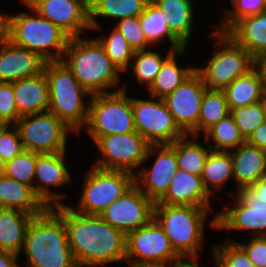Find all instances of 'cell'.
<instances>
[{"mask_svg": "<svg viewBox=\"0 0 266 267\" xmlns=\"http://www.w3.org/2000/svg\"><path fill=\"white\" fill-rule=\"evenodd\" d=\"M52 208L64 220L68 242L79 267L125 263V233L111 226L100 215L76 212L70 204Z\"/></svg>", "mask_w": 266, "mask_h": 267, "instance_id": "cell-1", "label": "cell"}, {"mask_svg": "<svg viewBox=\"0 0 266 267\" xmlns=\"http://www.w3.org/2000/svg\"><path fill=\"white\" fill-rule=\"evenodd\" d=\"M23 251L26 267H79L68 242L64 220L52 207L31 220Z\"/></svg>", "mask_w": 266, "mask_h": 267, "instance_id": "cell-2", "label": "cell"}, {"mask_svg": "<svg viewBox=\"0 0 266 267\" xmlns=\"http://www.w3.org/2000/svg\"><path fill=\"white\" fill-rule=\"evenodd\" d=\"M62 61L91 95L123 90L120 70L95 37L70 38Z\"/></svg>", "mask_w": 266, "mask_h": 267, "instance_id": "cell-3", "label": "cell"}, {"mask_svg": "<svg viewBox=\"0 0 266 267\" xmlns=\"http://www.w3.org/2000/svg\"><path fill=\"white\" fill-rule=\"evenodd\" d=\"M211 209L189 205L154 204L153 219L164 230L172 248L179 256H201L199 251L205 242V225L209 223L212 230H216V213L207 222Z\"/></svg>", "mask_w": 266, "mask_h": 267, "instance_id": "cell-4", "label": "cell"}, {"mask_svg": "<svg viewBox=\"0 0 266 267\" xmlns=\"http://www.w3.org/2000/svg\"><path fill=\"white\" fill-rule=\"evenodd\" d=\"M20 1L28 6L31 13H7V39L16 46L37 53L46 62L62 60L71 37L41 17L25 0Z\"/></svg>", "mask_w": 266, "mask_h": 267, "instance_id": "cell-5", "label": "cell"}, {"mask_svg": "<svg viewBox=\"0 0 266 267\" xmlns=\"http://www.w3.org/2000/svg\"><path fill=\"white\" fill-rule=\"evenodd\" d=\"M43 71L49 84L48 111L78 136L86 125L92 95L77 81L62 60L45 62ZM85 98L89 99L88 103H85Z\"/></svg>", "mask_w": 266, "mask_h": 267, "instance_id": "cell-6", "label": "cell"}, {"mask_svg": "<svg viewBox=\"0 0 266 267\" xmlns=\"http://www.w3.org/2000/svg\"><path fill=\"white\" fill-rule=\"evenodd\" d=\"M122 85L123 90L94 94L89 100L88 118L84 130L94 143L102 136L136 131L132 96L127 95L129 84L125 82Z\"/></svg>", "mask_w": 266, "mask_h": 267, "instance_id": "cell-7", "label": "cell"}, {"mask_svg": "<svg viewBox=\"0 0 266 267\" xmlns=\"http://www.w3.org/2000/svg\"><path fill=\"white\" fill-rule=\"evenodd\" d=\"M210 35L214 38L216 50L206 65L196 66V71L208 89L223 91L237 77L253 69L254 58L227 33L213 30Z\"/></svg>", "mask_w": 266, "mask_h": 267, "instance_id": "cell-8", "label": "cell"}, {"mask_svg": "<svg viewBox=\"0 0 266 267\" xmlns=\"http://www.w3.org/2000/svg\"><path fill=\"white\" fill-rule=\"evenodd\" d=\"M84 175L79 202L71 208L88 215H100L134 184V175L129 172L104 170L93 165Z\"/></svg>", "mask_w": 266, "mask_h": 267, "instance_id": "cell-9", "label": "cell"}, {"mask_svg": "<svg viewBox=\"0 0 266 267\" xmlns=\"http://www.w3.org/2000/svg\"><path fill=\"white\" fill-rule=\"evenodd\" d=\"M14 125L19 131L24 150L39 154L67 151L68 133H74L49 111L21 116Z\"/></svg>", "mask_w": 266, "mask_h": 267, "instance_id": "cell-10", "label": "cell"}, {"mask_svg": "<svg viewBox=\"0 0 266 267\" xmlns=\"http://www.w3.org/2000/svg\"><path fill=\"white\" fill-rule=\"evenodd\" d=\"M94 144L101 154L92 163L94 167L133 175L140 170L151 145L137 131L102 136Z\"/></svg>", "mask_w": 266, "mask_h": 267, "instance_id": "cell-11", "label": "cell"}, {"mask_svg": "<svg viewBox=\"0 0 266 267\" xmlns=\"http://www.w3.org/2000/svg\"><path fill=\"white\" fill-rule=\"evenodd\" d=\"M132 110L136 131L151 145L172 144L185 135L161 98L132 97Z\"/></svg>", "mask_w": 266, "mask_h": 267, "instance_id": "cell-12", "label": "cell"}, {"mask_svg": "<svg viewBox=\"0 0 266 267\" xmlns=\"http://www.w3.org/2000/svg\"><path fill=\"white\" fill-rule=\"evenodd\" d=\"M228 196L233 199V206L216 212V230H245L252 237L266 236V200L258 199L249 187Z\"/></svg>", "mask_w": 266, "mask_h": 267, "instance_id": "cell-13", "label": "cell"}, {"mask_svg": "<svg viewBox=\"0 0 266 267\" xmlns=\"http://www.w3.org/2000/svg\"><path fill=\"white\" fill-rule=\"evenodd\" d=\"M179 255L160 225L152 219L127 234L125 263L128 265H170Z\"/></svg>", "mask_w": 266, "mask_h": 267, "instance_id": "cell-14", "label": "cell"}, {"mask_svg": "<svg viewBox=\"0 0 266 267\" xmlns=\"http://www.w3.org/2000/svg\"><path fill=\"white\" fill-rule=\"evenodd\" d=\"M152 155L155 157L153 165L147 168L144 165ZM140 168L142 170H138L134 175V184L156 203L166 194L178 170L176 152L169 144L150 145Z\"/></svg>", "mask_w": 266, "mask_h": 267, "instance_id": "cell-15", "label": "cell"}, {"mask_svg": "<svg viewBox=\"0 0 266 267\" xmlns=\"http://www.w3.org/2000/svg\"><path fill=\"white\" fill-rule=\"evenodd\" d=\"M154 202L135 184L113 201L100 216L126 235L153 219Z\"/></svg>", "mask_w": 266, "mask_h": 267, "instance_id": "cell-16", "label": "cell"}, {"mask_svg": "<svg viewBox=\"0 0 266 267\" xmlns=\"http://www.w3.org/2000/svg\"><path fill=\"white\" fill-rule=\"evenodd\" d=\"M66 153L67 151L37 155L34 176V182L37 184H33V190L47 207L65 204L62 200L67 197L66 194L56 192L53 188L63 187L72 181L66 163Z\"/></svg>", "mask_w": 266, "mask_h": 267, "instance_id": "cell-17", "label": "cell"}, {"mask_svg": "<svg viewBox=\"0 0 266 267\" xmlns=\"http://www.w3.org/2000/svg\"><path fill=\"white\" fill-rule=\"evenodd\" d=\"M41 17L60 27L71 38L86 36L89 0H25ZM84 33V34H83Z\"/></svg>", "mask_w": 266, "mask_h": 267, "instance_id": "cell-18", "label": "cell"}, {"mask_svg": "<svg viewBox=\"0 0 266 267\" xmlns=\"http://www.w3.org/2000/svg\"><path fill=\"white\" fill-rule=\"evenodd\" d=\"M206 89L201 75L195 71L163 98L176 124L185 134H189L197 126Z\"/></svg>", "mask_w": 266, "mask_h": 267, "instance_id": "cell-19", "label": "cell"}, {"mask_svg": "<svg viewBox=\"0 0 266 267\" xmlns=\"http://www.w3.org/2000/svg\"><path fill=\"white\" fill-rule=\"evenodd\" d=\"M45 62L37 53L14 45L7 38L0 42V82L34 77L43 72Z\"/></svg>", "mask_w": 266, "mask_h": 267, "instance_id": "cell-20", "label": "cell"}, {"mask_svg": "<svg viewBox=\"0 0 266 267\" xmlns=\"http://www.w3.org/2000/svg\"><path fill=\"white\" fill-rule=\"evenodd\" d=\"M213 198L205 189L201 176L178 169L166 194L155 204L189 205L211 208Z\"/></svg>", "mask_w": 266, "mask_h": 267, "instance_id": "cell-21", "label": "cell"}, {"mask_svg": "<svg viewBox=\"0 0 266 267\" xmlns=\"http://www.w3.org/2000/svg\"><path fill=\"white\" fill-rule=\"evenodd\" d=\"M233 176L236 184L235 193L242 188H248L266 175V152L245 141L233 151Z\"/></svg>", "mask_w": 266, "mask_h": 267, "instance_id": "cell-22", "label": "cell"}, {"mask_svg": "<svg viewBox=\"0 0 266 267\" xmlns=\"http://www.w3.org/2000/svg\"><path fill=\"white\" fill-rule=\"evenodd\" d=\"M14 100L20 116L44 113L49 108V84L45 72L13 82Z\"/></svg>", "mask_w": 266, "mask_h": 267, "instance_id": "cell-23", "label": "cell"}, {"mask_svg": "<svg viewBox=\"0 0 266 267\" xmlns=\"http://www.w3.org/2000/svg\"><path fill=\"white\" fill-rule=\"evenodd\" d=\"M0 208L16 209L36 216L48 207L31 186L3 175L0 176Z\"/></svg>", "mask_w": 266, "mask_h": 267, "instance_id": "cell-24", "label": "cell"}, {"mask_svg": "<svg viewBox=\"0 0 266 267\" xmlns=\"http://www.w3.org/2000/svg\"><path fill=\"white\" fill-rule=\"evenodd\" d=\"M166 14L170 32L188 48L193 34L195 7L193 0H152Z\"/></svg>", "mask_w": 266, "mask_h": 267, "instance_id": "cell-25", "label": "cell"}, {"mask_svg": "<svg viewBox=\"0 0 266 267\" xmlns=\"http://www.w3.org/2000/svg\"><path fill=\"white\" fill-rule=\"evenodd\" d=\"M254 58L266 51V10L238 20L226 32Z\"/></svg>", "mask_w": 266, "mask_h": 267, "instance_id": "cell-26", "label": "cell"}, {"mask_svg": "<svg viewBox=\"0 0 266 267\" xmlns=\"http://www.w3.org/2000/svg\"><path fill=\"white\" fill-rule=\"evenodd\" d=\"M33 217V214L16 209H0V251L23 254L26 232Z\"/></svg>", "mask_w": 266, "mask_h": 267, "instance_id": "cell-27", "label": "cell"}, {"mask_svg": "<svg viewBox=\"0 0 266 267\" xmlns=\"http://www.w3.org/2000/svg\"><path fill=\"white\" fill-rule=\"evenodd\" d=\"M187 47L174 51L162 64L153 83L147 89L148 96L163 99L169 93H172L181 83L189 78L195 71L196 66L180 67L178 59L187 51Z\"/></svg>", "mask_w": 266, "mask_h": 267, "instance_id": "cell-28", "label": "cell"}, {"mask_svg": "<svg viewBox=\"0 0 266 267\" xmlns=\"http://www.w3.org/2000/svg\"><path fill=\"white\" fill-rule=\"evenodd\" d=\"M149 0H89V23L91 30L102 31L98 18L122 20L140 16Z\"/></svg>", "mask_w": 266, "mask_h": 267, "instance_id": "cell-29", "label": "cell"}, {"mask_svg": "<svg viewBox=\"0 0 266 267\" xmlns=\"http://www.w3.org/2000/svg\"><path fill=\"white\" fill-rule=\"evenodd\" d=\"M223 92L231 110L260 102L266 93V86L253 68L246 75L237 77Z\"/></svg>", "mask_w": 266, "mask_h": 267, "instance_id": "cell-30", "label": "cell"}, {"mask_svg": "<svg viewBox=\"0 0 266 267\" xmlns=\"http://www.w3.org/2000/svg\"><path fill=\"white\" fill-rule=\"evenodd\" d=\"M139 21L147 42L152 47L161 45L162 41L170 42L171 50H181L185 46L170 32L167 24L166 14L162 13L157 5L149 0L143 13L139 16ZM158 44V45H157Z\"/></svg>", "mask_w": 266, "mask_h": 267, "instance_id": "cell-31", "label": "cell"}, {"mask_svg": "<svg viewBox=\"0 0 266 267\" xmlns=\"http://www.w3.org/2000/svg\"><path fill=\"white\" fill-rule=\"evenodd\" d=\"M199 138L200 136L185 134L169 144L176 152L178 169L197 176H201L208 155L212 150L207 143L205 146L197 142L200 141Z\"/></svg>", "mask_w": 266, "mask_h": 267, "instance_id": "cell-32", "label": "cell"}, {"mask_svg": "<svg viewBox=\"0 0 266 267\" xmlns=\"http://www.w3.org/2000/svg\"><path fill=\"white\" fill-rule=\"evenodd\" d=\"M201 178L208 193L216 196L217 189L220 191L230 180L234 181L231 153L211 150Z\"/></svg>", "mask_w": 266, "mask_h": 267, "instance_id": "cell-33", "label": "cell"}, {"mask_svg": "<svg viewBox=\"0 0 266 267\" xmlns=\"http://www.w3.org/2000/svg\"><path fill=\"white\" fill-rule=\"evenodd\" d=\"M230 114L228 102L222 90L206 89L197 126L189 133L194 136H202L219 120Z\"/></svg>", "mask_w": 266, "mask_h": 267, "instance_id": "cell-34", "label": "cell"}, {"mask_svg": "<svg viewBox=\"0 0 266 267\" xmlns=\"http://www.w3.org/2000/svg\"><path fill=\"white\" fill-rule=\"evenodd\" d=\"M201 138H204V143L206 142L213 151L225 152L235 150L246 141L231 114L219 120Z\"/></svg>", "mask_w": 266, "mask_h": 267, "instance_id": "cell-35", "label": "cell"}, {"mask_svg": "<svg viewBox=\"0 0 266 267\" xmlns=\"http://www.w3.org/2000/svg\"><path fill=\"white\" fill-rule=\"evenodd\" d=\"M156 50H139L135 51L132 58L129 69L126 73L132 70V76H135L138 84L146 87V90L153 83L157 73L159 72L163 62L175 51L168 49L167 55L163 56L160 52H155ZM163 56V57H162ZM131 68V69H130Z\"/></svg>", "mask_w": 266, "mask_h": 267, "instance_id": "cell-36", "label": "cell"}, {"mask_svg": "<svg viewBox=\"0 0 266 267\" xmlns=\"http://www.w3.org/2000/svg\"><path fill=\"white\" fill-rule=\"evenodd\" d=\"M103 35V36H102ZM96 37L104 47L112 63L125 73L129 69L135 50L127 43L121 32L113 26L109 34Z\"/></svg>", "mask_w": 266, "mask_h": 267, "instance_id": "cell-37", "label": "cell"}, {"mask_svg": "<svg viewBox=\"0 0 266 267\" xmlns=\"http://www.w3.org/2000/svg\"><path fill=\"white\" fill-rule=\"evenodd\" d=\"M210 248L214 267H256L249 260L244 249L228 235L221 244H213Z\"/></svg>", "mask_w": 266, "mask_h": 267, "instance_id": "cell-38", "label": "cell"}, {"mask_svg": "<svg viewBox=\"0 0 266 267\" xmlns=\"http://www.w3.org/2000/svg\"><path fill=\"white\" fill-rule=\"evenodd\" d=\"M230 3L233 7H223L224 16L220 17V24L212 25L216 27L214 30L226 33L238 20L266 10V0H230Z\"/></svg>", "mask_w": 266, "mask_h": 267, "instance_id": "cell-39", "label": "cell"}, {"mask_svg": "<svg viewBox=\"0 0 266 267\" xmlns=\"http://www.w3.org/2000/svg\"><path fill=\"white\" fill-rule=\"evenodd\" d=\"M38 154L37 152L24 150L6 163L4 175L33 188L35 164Z\"/></svg>", "mask_w": 266, "mask_h": 267, "instance_id": "cell-40", "label": "cell"}, {"mask_svg": "<svg viewBox=\"0 0 266 267\" xmlns=\"http://www.w3.org/2000/svg\"><path fill=\"white\" fill-rule=\"evenodd\" d=\"M230 114L245 140L264 122L263 109L260 102L231 109Z\"/></svg>", "mask_w": 266, "mask_h": 267, "instance_id": "cell-41", "label": "cell"}, {"mask_svg": "<svg viewBox=\"0 0 266 267\" xmlns=\"http://www.w3.org/2000/svg\"><path fill=\"white\" fill-rule=\"evenodd\" d=\"M126 39L127 43L135 50H146L153 48L148 42L141 28L139 16L128 17L119 20L113 25Z\"/></svg>", "mask_w": 266, "mask_h": 267, "instance_id": "cell-42", "label": "cell"}, {"mask_svg": "<svg viewBox=\"0 0 266 267\" xmlns=\"http://www.w3.org/2000/svg\"><path fill=\"white\" fill-rule=\"evenodd\" d=\"M23 151L24 147L17 127L15 125H6L1 128L0 157L7 163Z\"/></svg>", "mask_w": 266, "mask_h": 267, "instance_id": "cell-43", "label": "cell"}, {"mask_svg": "<svg viewBox=\"0 0 266 267\" xmlns=\"http://www.w3.org/2000/svg\"><path fill=\"white\" fill-rule=\"evenodd\" d=\"M20 117L14 100L13 83L0 82V118L7 125H14Z\"/></svg>", "mask_w": 266, "mask_h": 267, "instance_id": "cell-44", "label": "cell"}, {"mask_svg": "<svg viewBox=\"0 0 266 267\" xmlns=\"http://www.w3.org/2000/svg\"><path fill=\"white\" fill-rule=\"evenodd\" d=\"M246 243L237 242L256 267H266V236L250 237Z\"/></svg>", "mask_w": 266, "mask_h": 267, "instance_id": "cell-45", "label": "cell"}, {"mask_svg": "<svg viewBox=\"0 0 266 267\" xmlns=\"http://www.w3.org/2000/svg\"><path fill=\"white\" fill-rule=\"evenodd\" d=\"M246 141L266 152V122L260 124Z\"/></svg>", "mask_w": 266, "mask_h": 267, "instance_id": "cell-46", "label": "cell"}, {"mask_svg": "<svg viewBox=\"0 0 266 267\" xmlns=\"http://www.w3.org/2000/svg\"><path fill=\"white\" fill-rule=\"evenodd\" d=\"M198 259L199 256H179L168 267H201Z\"/></svg>", "mask_w": 266, "mask_h": 267, "instance_id": "cell-47", "label": "cell"}, {"mask_svg": "<svg viewBox=\"0 0 266 267\" xmlns=\"http://www.w3.org/2000/svg\"><path fill=\"white\" fill-rule=\"evenodd\" d=\"M253 68L258 72L266 86V51L254 57Z\"/></svg>", "mask_w": 266, "mask_h": 267, "instance_id": "cell-48", "label": "cell"}, {"mask_svg": "<svg viewBox=\"0 0 266 267\" xmlns=\"http://www.w3.org/2000/svg\"><path fill=\"white\" fill-rule=\"evenodd\" d=\"M19 257L10 252L0 251V267H20Z\"/></svg>", "mask_w": 266, "mask_h": 267, "instance_id": "cell-49", "label": "cell"}, {"mask_svg": "<svg viewBox=\"0 0 266 267\" xmlns=\"http://www.w3.org/2000/svg\"><path fill=\"white\" fill-rule=\"evenodd\" d=\"M249 188L258 196V199L266 200V175L261 177L257 182H255Z\"/></svg>", "mask_w": 266, "mask_h": 267, "instance_id": "cell-50", "label": "cell"}, {"mask_svg": "<svg viewBox=\"0 0 266 267\" xmlns=\"http://www.w3.org/2000/svg\"><path fill=\"white\" fill-rule=\"evenodd\" d=\"M7 38V12H0V42Z\"/></svg>", "mask_w": 266, "mask_h": 267, "instance_id": "cell-51", "label": "cell"}, {"mask_svg": "<svg viewBox=\"0 0 266 267\" xmlns=\"http://www.w3.org/2000/svg\"><path fill=\"white\" fill-rule=\"evenodd\" d=\"M260 103H261V107L263 109L264 121L266 122V93L264 94V96L261 99Z\"/></svg>", "mask_w": 266, "mask_h": 267, "instance_id": "cell-52", "label": "cell"}, {"mask_svg": "<svg viewBox=\"0 0 266 267\" xmlns=\"http://www.w3.org/2000/svg\"><path fill=\"white\" fill-rule=\"evenodd\" d=\"M128 267H168V265L145 264V265H129Z\"/></svg>", "mask_w": 266, "mask_h": 267, "instance_id": "cell-53", "label": "cell"}, {"mask_svg": "<svg viewBox=\"0 0 266 267\" xmlns=\"http://www.w3.org/2000/svg\"><path fill=\"white\" fill-rule=\"evenodd\" d=\"M6 162L0 157V176L5 174Z\"/></svg>", "mask_w": 266, "mask_h": 267, "instance_id": "cell-54", "label": "cell"}, {"mask_svg": "<svg viewBox=\"0 0 266 267\" xmlns=\"http://www.w3.org/2000/svg\"><path fill=\"white\" fill-rule=\"evenodd\" d=\"M7 124L0 118V129L6 126Z\"/></svg>", "mask_w": 266, "mask_h": 267, "instance_id": "cell-55", "label": "cell"}]
</instances>
